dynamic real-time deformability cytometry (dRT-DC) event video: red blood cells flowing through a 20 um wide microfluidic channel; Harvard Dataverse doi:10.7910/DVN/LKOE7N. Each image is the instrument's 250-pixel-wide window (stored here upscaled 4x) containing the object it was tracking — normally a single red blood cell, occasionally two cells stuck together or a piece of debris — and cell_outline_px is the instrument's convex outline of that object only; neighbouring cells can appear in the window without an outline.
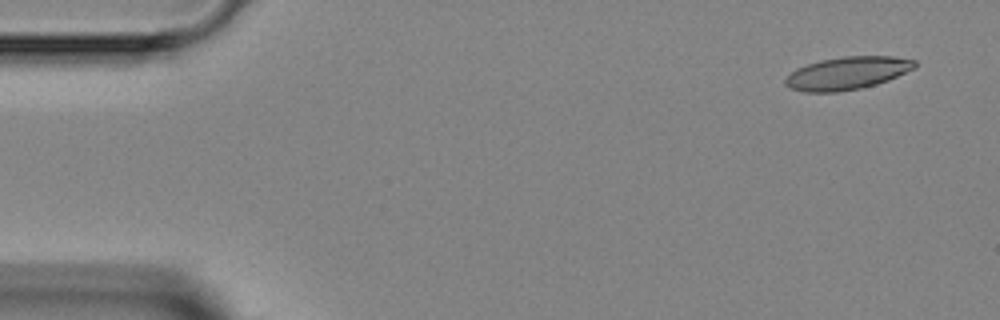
{"species": "Egyptian fruit bat (a non-hibernating species)", "species_latin": "Rousettus aegyptiacus", "temperature_condition": "room temperature", "stored_images_in_passage": 4, "camera_frame_rate_fps": 3000, "um_per_image_px": 0.085, "animal": {"sex": "female"}, "frame": {"image": 1, "passage_image": 1, "time_ms": 0.0, "image_size_px": [1000, 320], "cell_outline_px": [[916, 68], [888, 80], [876, 84], [860, 88], [836, 92], [804, 92], [788, 88], [784, 84], [784, 80], [796, 68], [820, 60], [844, 56], [892, 56], [916, 60]], "centroid_in_image_um": [72.01, 6.22], "position_along_channel_um": 13.0, "area_um2": 24.74}}
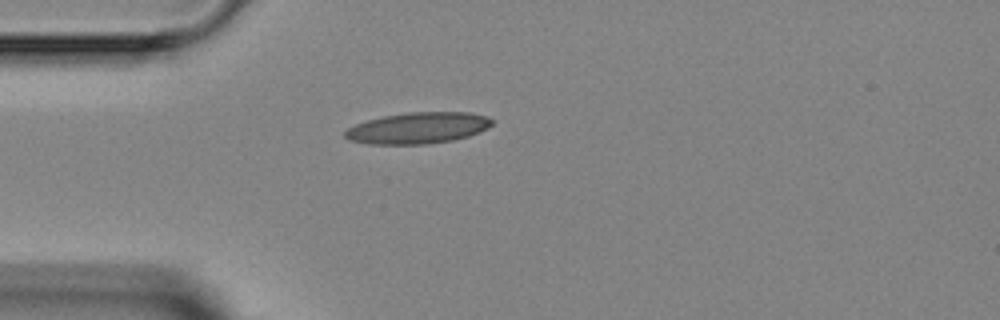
{"frame": {"image": 2, "passage_image": 4, "time_ms": 3.333, "image_size_px": [1000, 320], "cell_outline_px": [[492, 124], [488, 128], [480, 132], [468, 136], [452, 140], [428, 144], [368, 144], [348, 140], [344, 136], [344, 132], [348, 128], [356, 124], [368, 120], [384, 116], [408, 112], [472, 112], [488, 116], [492, 120]], "centroid_in_image_um": [35.54, 10.88], "position_along_channel_um": 49.5, "area_um2": 26.88}}